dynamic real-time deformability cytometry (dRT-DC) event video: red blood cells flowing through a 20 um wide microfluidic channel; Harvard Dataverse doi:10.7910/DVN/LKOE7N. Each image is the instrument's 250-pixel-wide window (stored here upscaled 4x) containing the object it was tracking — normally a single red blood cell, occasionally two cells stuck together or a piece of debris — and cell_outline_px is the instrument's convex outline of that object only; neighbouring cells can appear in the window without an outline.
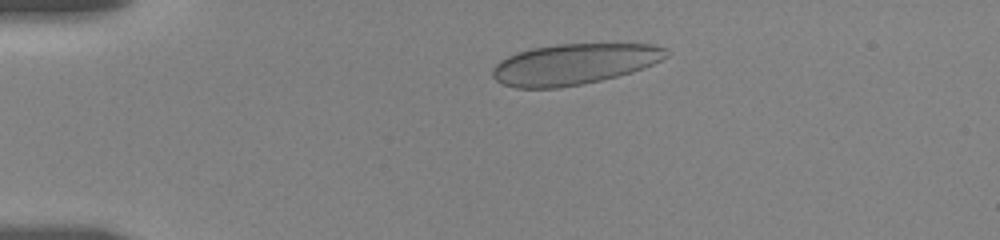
{"species": "human", "species_latin": "Homo sapiens", "temperature_condition": "room temperature", "stored_images_in_passage": 43, "camera_frame_rate_fps": 3000, "um_per_image_px": 0.085, "donor": {"sex": "female"}, "frame": {"image": 1, "passage_image": 7, "time_ms": 2.667, "image_size_px": [1000, 240], "cell_outline_px": [[668, 56], [644, 68], [632, 72], [600, 80], [580, 84], [556, 88], [516, 88], [504, 84], [496, 80], [492, 76], [492, 68], [500, 60], [516, 52], [532, 48], [556, 44], [656, 44], [668, 48]], "centroid_in_image_um": [48.79, 5.44], "position_along_channel_um": 36.2, "area_um2": 41.33}}
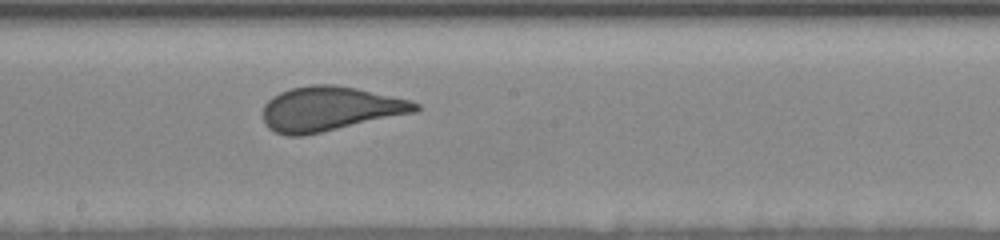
{"frame": {"image": 2, "passage_image": 27, "time_ms": 9.0, "image_size_px": [1000, 240], "cell_outline_px": [[420, 108], [416, 112], [320, 132], [300, 136], [288, 136], [276, 132], [268, 128], [264, 124], [264, 104], [272, 96], [280, 92], [292, 88], [312, 84], [332, 84], [356, 88], [412, 100], [420, 104]], "centroid_in_image_um": [28.04, 9.24], "position_along_channel_um": 220.2, "area_um2": 39.3}}
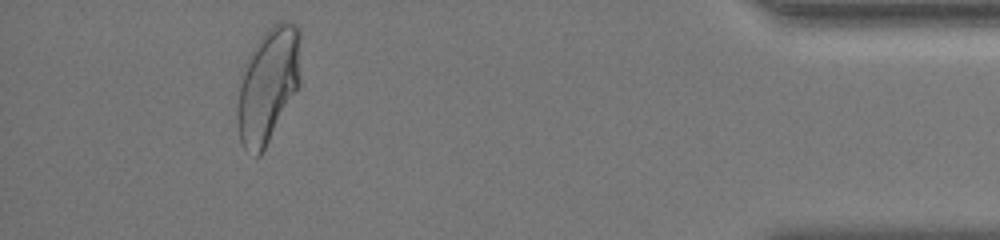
{"frame": {"image": 3, "passage_image": 41, "time_ms": 15.667, "image_size_px": [1000, 240], "cell_outline_px": [[300, 84], [260, 156], [256, 156], [244, 148], [240, 140], [236, 120], [236, 112], [240, 72], [248, 56], [260, 36], [268, 28], [280, 20], [284, 20], [296, 24], [300, 28]], "centroid_in_image_um": [22.77, 7.18], "position_along_channel_um": 412.4, "area_um2": 42.77}, "authors_computed_cell_mechanics": {"area_um2": 40.171, "velocity_mm_per_s": 3.6538, "shape_relaxation_time_tau1_ms": 5.4601, "shape_relaxation_time_tau2_ms": null, "deformation_change_tau1": 0.1555, "deformation_change_tau2": null}}